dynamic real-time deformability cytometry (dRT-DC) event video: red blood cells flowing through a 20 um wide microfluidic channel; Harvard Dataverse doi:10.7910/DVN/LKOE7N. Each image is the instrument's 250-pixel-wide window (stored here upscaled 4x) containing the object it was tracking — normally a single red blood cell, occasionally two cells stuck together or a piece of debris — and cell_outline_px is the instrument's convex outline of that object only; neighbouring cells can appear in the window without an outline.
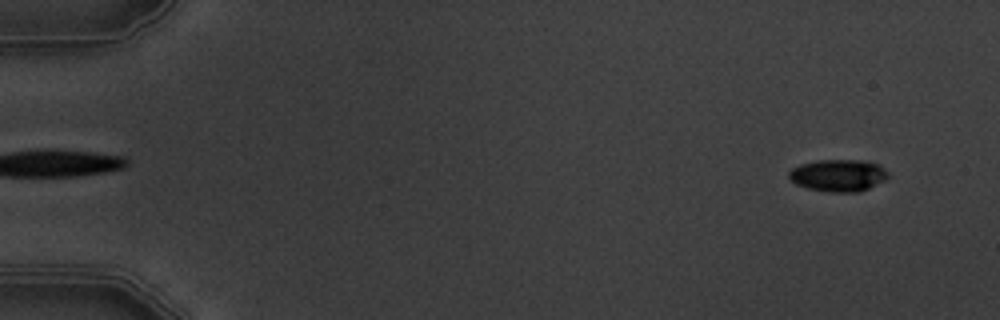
{"species": "common noctule bat (a hibernating species)", "species_latin": "Nyctalus noctula", "temperature_condition": "warm", "stored_images_in_passage": 5, "camera_frame_rate_fps": 3000, "um_per_image_px": 0.085, "animal": {"sex": "male", "body_mass_g": 19.5, "forearm_length_mm": 54.6}, "frame": {"image": 1, "passage_image": 1, "time_ms": 0.0, "image_size_px": [1000, 320], "cell_outline_px": [[888, 176], [884, 180], [860, 192], [828, 192], [808, 188], [796, 184], [788, 176], [788, 172], [792, 168], [800, 164], [820, 160], [864, 160], [876, 164], [884, 168], [888, 172]], "centroid_in_image_um": [71.24, 14.91], "position_along_channel_um": 13.8, "area_um2": 18.44}}
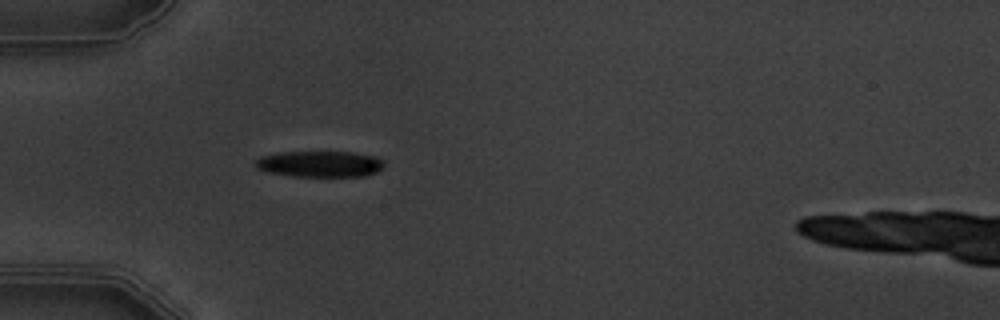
{"frame": {"image": 2, "passage_image": 5, "time_ms": 4.667, "image_size_px": [1000, 320], "cell_outline_px": [[384, 164], [376, 172], [368, 176], [292, 176], [264, 172], [256, 168], [252, 164], [260, 156], [280, 152], [352, 152], [376, 156], [384, 160]], "centroid_in_image_um": [27.14, 13.94], "position_along_channel_um": 57.9, "area_um2": 19.83}}